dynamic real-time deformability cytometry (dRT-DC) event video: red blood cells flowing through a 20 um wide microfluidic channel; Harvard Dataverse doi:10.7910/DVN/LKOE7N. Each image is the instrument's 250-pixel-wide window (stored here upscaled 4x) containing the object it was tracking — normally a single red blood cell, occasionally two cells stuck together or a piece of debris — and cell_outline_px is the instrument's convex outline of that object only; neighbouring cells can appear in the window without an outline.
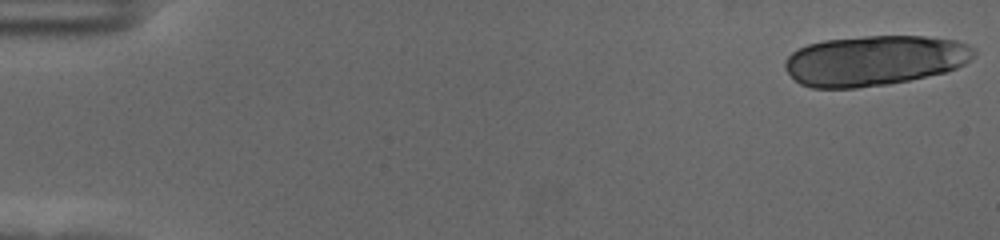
{"species": "human", "species_latin": "Homo sapiens", "temperature_condition": "cold", "stored_images_in_passage": 20, "camera_frame_rate_fps": 3000, "um_per_image_px": 0.085, "donor": {"sex": "female"}, "frame": {"image": 1, "passage_image": 1, "time_ms": 0.0, "image_size_px": [1000, 240], "cell_outline_px": [[976, 56], [964, 64], [956, 68], [944, 72], [908, 80], [888, 84], [856, 88], [812, 88], [800, 84], [784, 68], [784, 60], [792, 52], [808, 44], [824, 40], [864, 36], [924, 36], [956, 40], [968, 44], [976, 48]], "centroid_in_image_um": [74.35, 5.14], "position_along_channel_um": 10.7, "area_um2": 55.49}}